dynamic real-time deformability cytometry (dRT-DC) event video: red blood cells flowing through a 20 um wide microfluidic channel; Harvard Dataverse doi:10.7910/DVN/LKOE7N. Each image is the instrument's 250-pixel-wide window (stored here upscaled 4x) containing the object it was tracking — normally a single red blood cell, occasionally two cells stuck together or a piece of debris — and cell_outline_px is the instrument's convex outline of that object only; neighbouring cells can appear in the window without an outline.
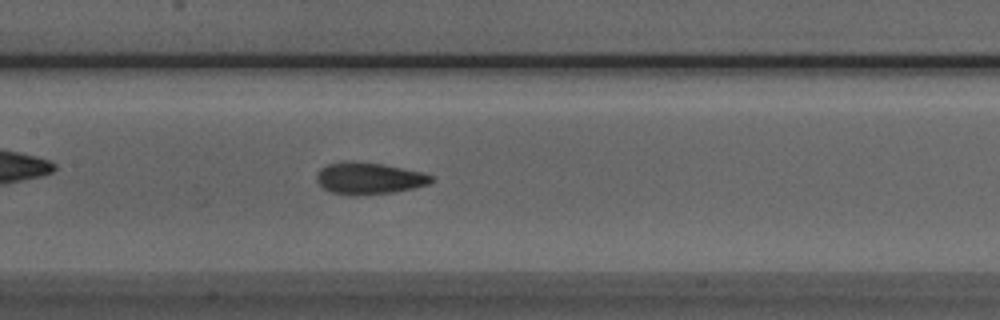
{"species": "Egyptian fruit bat (a non-hibernating species)", "species_latin": "Rousettus aegyptiacus", "temperature_condition": "room temperature", "stored_images_in_passage": 28, "camera_frame_rate_fps": 3000, "um_per_image_px": 0.085, "animal": {"sex": "male"}, "frame": {"image": 1, "passage_image": 10, "time_ms": 3.0, "image_size_px": [1000, 320], "cell_outline_px": [[432, 180], [428, 184], [412, 188], [392, 192], [356, 196], [348, 196], [332, 192], [324, 188], [316, 180], [316, 172], [320, 168], [328, 164], [344, 160], [352, 160], [384, 164], [424, 172], [432, 176]], "centroid_in_image_um": [31.32, 15.14], "position_along_channel_um": 176.1, "area_um2": 21.5}}
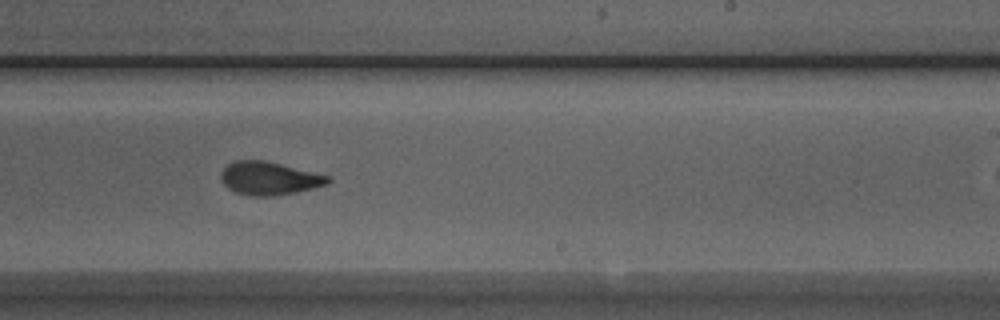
{"frame": {"image": 2, "passage_image": 17, "time_ms": 5.333, "image_size_px": [1000, 320], "cell_outline_px": [[332, 180], [328, 184], [312, 188], [272, 196], [252, 196], [236, 192], [228, 188], [224, 184], [220, 176], [220, 172], [228, 164], [236, 160], [264, 160], [328, 176]], "centroid_in_image_um": [22.84, 15.15], "position_along_channel_um": 266.2, "area_um2": 20.29}}
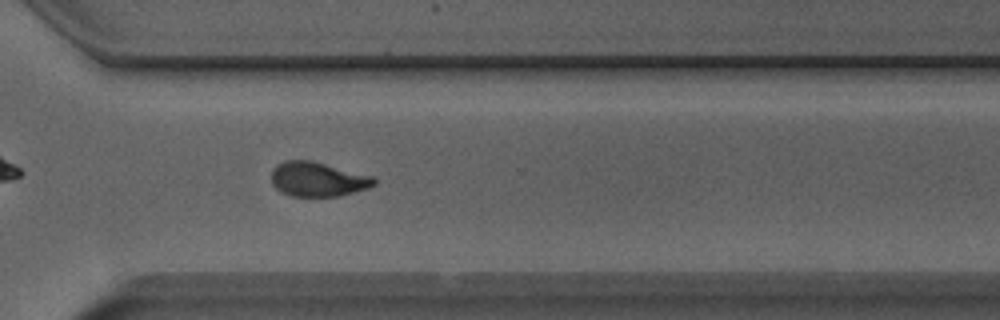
{"frame": {"image": 3, "passage_image": 23, "time_ms": 7.333, "image_size_px": [1000, 320], "cell_outline_px": [[376, 184], [368, 188], [340, 196], [292, 196], [280, 192], [272, 184], [272, 168], [276, 164], [284, 160], [312, 160], [372, 176], [376, 180]], "centroid_in_image_um": [26.98, 15.23], "position_along_channel_um": 343.6, "area_um2": 20.75}}